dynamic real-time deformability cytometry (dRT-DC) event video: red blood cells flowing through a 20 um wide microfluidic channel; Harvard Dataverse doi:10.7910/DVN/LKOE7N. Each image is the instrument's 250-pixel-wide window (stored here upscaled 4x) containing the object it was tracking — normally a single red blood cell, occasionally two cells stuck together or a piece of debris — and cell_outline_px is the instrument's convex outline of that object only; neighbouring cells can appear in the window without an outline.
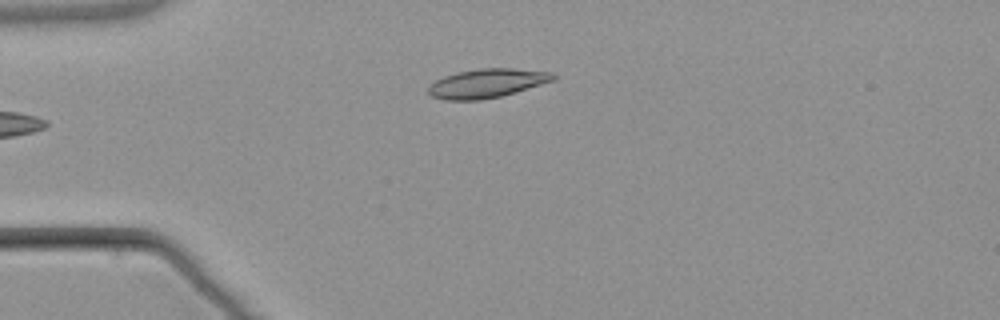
{"species": "common noctule bat (a hibernating species)", "species_latin": "Nyctalus noctula", "temperature_condition": "warm", "stored_images_in_passage": 4, "camera_frame_rate_fps": 3000, "um_per_image_px": 0.085, "animal": {"sex": "male", "body_mass_g": 21.5, "forearm_length_mm": 52.0}, "frame": {"image": 1, "passage_image": 4, "time_ms": 5.333, "image_size_px": [1000, 320], "cell_outline_px": [[556, 76], [552, 80], [516, 92], [500, 96], [480, 100], [444, 100], [432, 96], [428, 92], [428, 88], [436, 80], [444, 76], [456, 72], [476, 68], [512, 68], [552, 72]], "centroid_in_image_um": [41.36, 7.07], "position_along_channel_um": 43.6, "area_um2": 20.92}}